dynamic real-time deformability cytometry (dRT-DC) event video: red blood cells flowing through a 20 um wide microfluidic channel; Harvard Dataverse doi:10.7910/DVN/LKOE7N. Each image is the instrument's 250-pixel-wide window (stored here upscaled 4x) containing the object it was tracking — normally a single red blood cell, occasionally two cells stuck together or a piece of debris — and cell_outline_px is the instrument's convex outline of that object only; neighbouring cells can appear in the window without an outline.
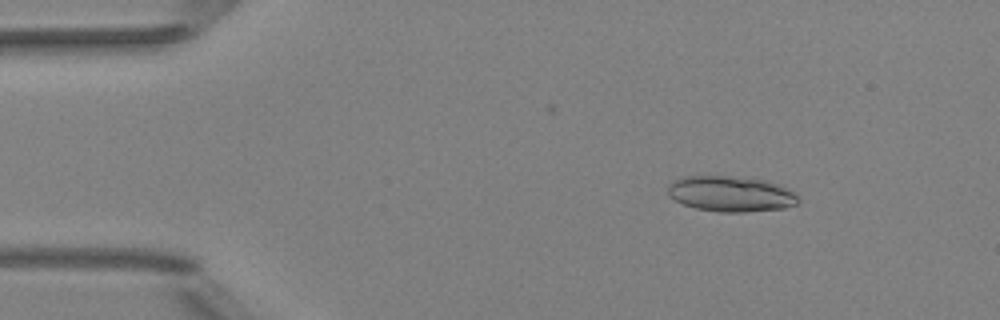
{"species": "Egyptian fruit bat (a non-hibernating species)", "species_latin": "Rousettus aegyptiacus", "temperature_condition": "room temperature", "stored_images_in_passage": 50, "camera_frame_rate_fps": 3000, "um_per_image_px": 0.085, "animal": {"sex": "female"}, "frame": {"image": 1, "passage_image": 7, "time_ms": 2.0, "image_size_px": [1000, 320], "cell_outline_px": [[800, 200], [796, 204], [784, 208], [744, 212], [720, 212], [696, 208], [684, 204], [668, 196], [668, 184], [672, 180], [680, 176], [752, 176], [768, 180], [788, 188], [800, 196]], "centroid_in_image_um": [62.15, 16.45], "position_along_channel_um": 22.9, "area_um2": 27.63}}
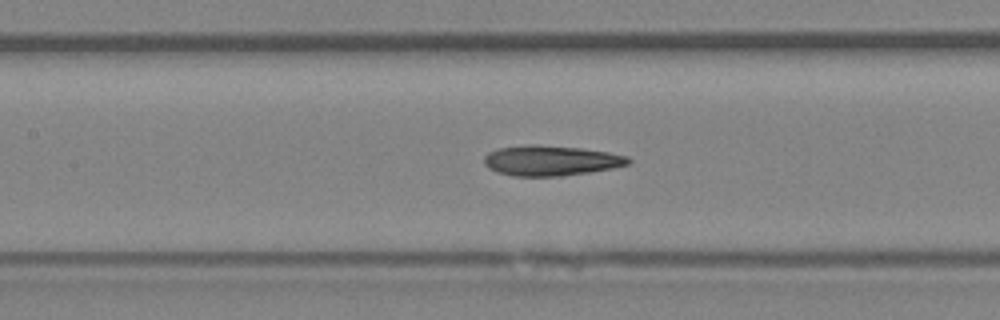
{"frame": {"image": 2, "passage_image": 23, "time_ms": 7.333, "image_size_px": [1000, 320], "cell_outline_px": [[632, 160], [628, 164], [612, 168], [588, 172], [560, 176], [512, 176], [496, 172], [488, 168], [484, 164], [484, 156], [488, 152], [496, 148], [528, 144], [536, 144], [580, 148], [608, 152], [628, 156]], "centroid_in_image_um": [46.77, 13.64], "position_along_channel_um": 160.6, "area_um2": 25.55}}
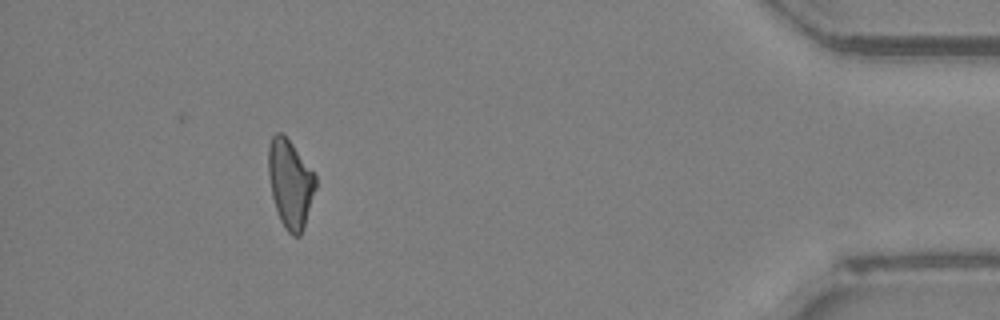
{"frame": {"image": 3, "passage_image": 46, "time_ms": 15.0, "image_size_px": [1000, 320], "cell_outline_px": [[316, 188], [304, 228], [300, 236], [292, 236], [284, 228], [280, 220], [272, 196], [268, 176], [268, 144], [272, 136], [276, 132], [284, 132], [316, 176]], "centroid_in_image_um": [24.66, 15.59], "position_along_channel_um": 410.5, "area_um2": 24.51}, "authors_computed_cell_mechanics": {"area_um2": 25.3453, "velocity_mm_per_s": 4.0562, "shape_relaxation_time_tau1_ms": null, "shape_relaxation_time_tau2_ms": 4.7656, "deformation_change_tau1": null, "deformation_change_tau2": 0.163}}